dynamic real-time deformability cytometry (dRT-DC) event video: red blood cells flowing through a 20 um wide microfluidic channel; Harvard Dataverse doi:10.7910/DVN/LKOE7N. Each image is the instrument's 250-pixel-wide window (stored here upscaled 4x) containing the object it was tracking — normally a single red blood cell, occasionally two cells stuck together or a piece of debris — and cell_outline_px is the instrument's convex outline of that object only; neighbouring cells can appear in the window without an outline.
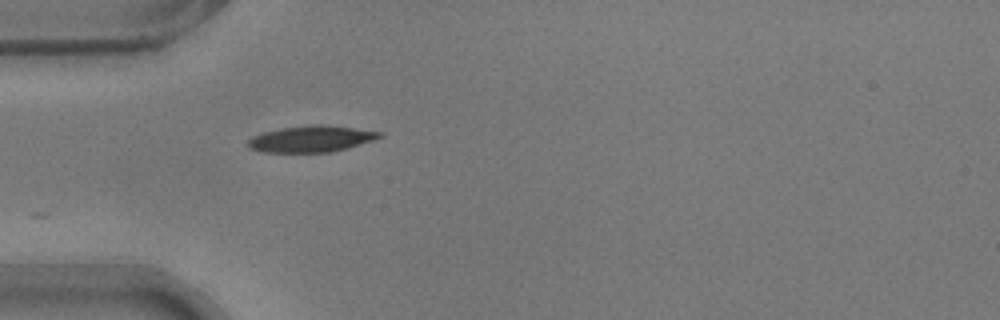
{"species": "common noctule bat (a hibernating species)", "species_latin": "Nyctalus noctula", "temperature_condition": "warm", "stored_images_in_passage": 22, "camera_frame_rate_fps": 3000, "um_per_image_px": 0.085, "animal": {"sex": "male", "body_mass_g": 17.9}, "frame": {"image": 1, "passage_image": 1, "time_ms": 0.0, "image_size_px": [1000, 320], "cell_outline_px": [[384, 136], [348, 148], [332, 152], [264, 152], [248, 148], [248, 140], [252, 136], [264, 132], [280, 128], [316, 124], [324, 124], [384, 132]], "centroid_in_image_um": [26.47, 11.8], "position_along_channel_um": 58.5, "area_um2": 20.23}}
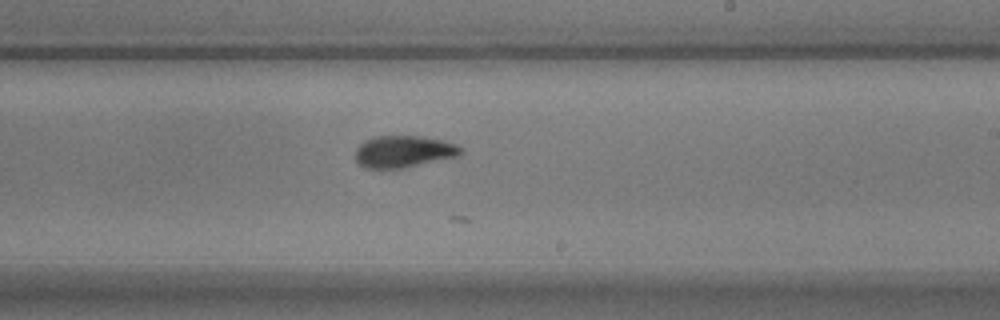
{"frame": {"image": 2, "passage_image": 17, "time_ms": 5.333, "image_size_px": [1000, 320], "cell_outline_px": [[464, 152], [460, 156], [400, 168], [364, 168], [356, 160], [356, 148], [364, 140], [376, 136], [420, 136], [440, 140], [456, 144], [464, 148]], "centroid_in_image_um": [34.33, 12.87], "position_along_channel_um": 254.7, "area_um2": 19.54}}
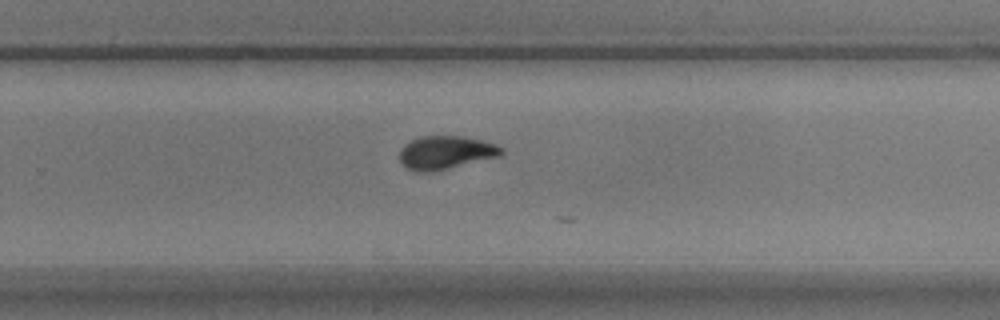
{"frame": {"image": 3, "passage_image": 20, "time_ms": 6.333, "image_size_px": [1000, 320], "cell_outline_px": [[504, 152], [500, 156], [448, 168], [428, 172], [416, 172], [404, 168], [400, 164], [400, 148], [404, 144], [420, 136], [460, 136], [480, 140], [496, 144], [504, 148]], "centroid_in_image_um": [37.84, 12.97], "position_along_channel_um": 292.0, "area_um2": 19.83}}